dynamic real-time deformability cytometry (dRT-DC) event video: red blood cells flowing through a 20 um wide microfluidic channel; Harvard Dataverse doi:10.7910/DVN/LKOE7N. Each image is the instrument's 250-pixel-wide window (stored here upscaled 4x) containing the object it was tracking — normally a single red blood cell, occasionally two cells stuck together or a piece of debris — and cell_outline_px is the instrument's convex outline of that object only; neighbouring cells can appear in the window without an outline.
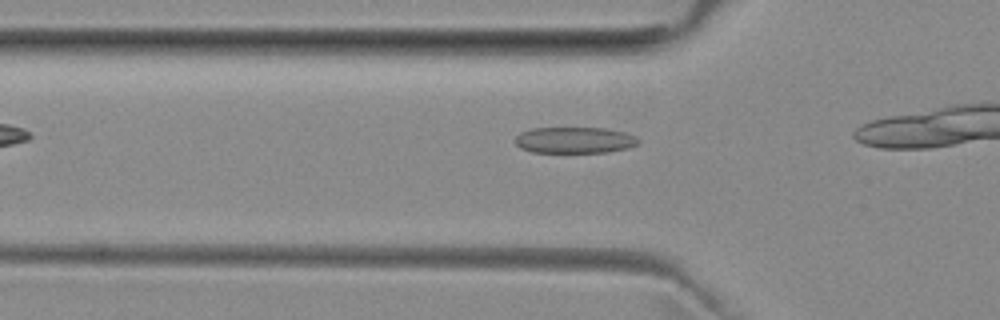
{"species": "common noctule bat (a hibernating species)", "species_latin": "Nyctalus noctula", "temperature_condition": "room temperature", "stored_images_in_passage": 8, "camera_frame_rate_fps": 3000, "um_per_image_px": 0.085, "animal": {"sex": "female", "body_mass_g": 29.2, "forearm_length_mm": 56.3}, "frame": {"image": 1, "passage_image": 3, "time_ms": 0.667, "image_size_px": [1000, 320], "cell_outline_px": [[640, 144], [628, 148], [608, 152], [532, 152], [520, 148], [516, 144], [516, 136], [520, 132], [532, 128], [608, 128], [624, 132], [636, 136], [640, 140]], "centroid_in_image_um": [48.88, 11.91], "position_along_channel_um": 76.9, "area_um2": 18.96}}
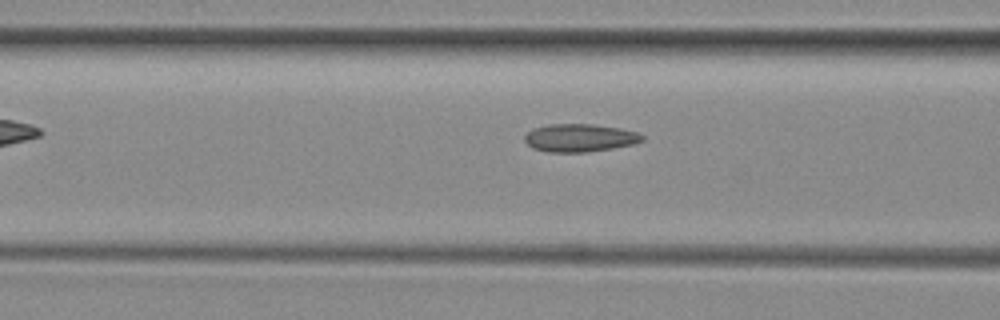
{"frame": {"image": 2, "passage_image": 6, "time_ms": 1.667, "image_size_px": [1000, 320], "cell_outline_px": [[644, 140], [632, 144], [612, 148], [584, 152], [548, 152], [532, 148], [524, 140], [524, 136], [532, 128], [548, 124], [592, 124], [620, 128], [636, 132], [644, 136]], "centroid_in_image_um": [49.24, 11.71], "position_along_channel_um": 117.4, "area_um2": 19.07}}